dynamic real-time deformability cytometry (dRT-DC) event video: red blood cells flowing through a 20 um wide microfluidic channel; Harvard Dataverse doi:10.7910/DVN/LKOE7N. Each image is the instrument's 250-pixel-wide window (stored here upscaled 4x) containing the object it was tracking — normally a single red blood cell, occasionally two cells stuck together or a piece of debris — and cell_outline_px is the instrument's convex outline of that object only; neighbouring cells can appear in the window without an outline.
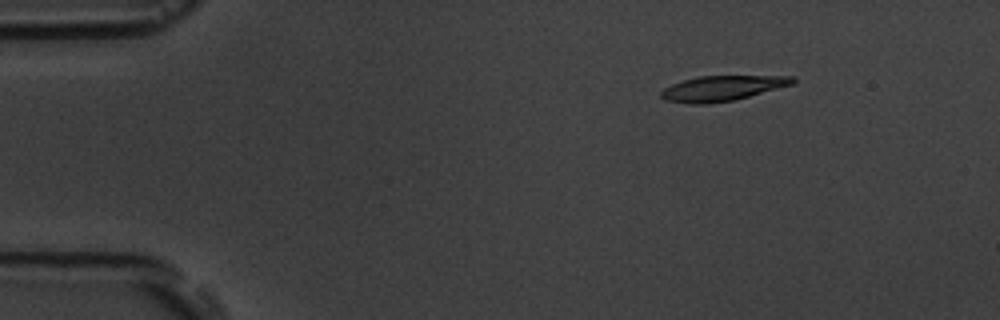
{"species": "common noctule bat (a hibernating species)", "species_latin": "Nyctalus noctula", "temperature_condition": "room temperature", "stored_images_in_passage": 9, "camera_frame_rate_fps": 3000, "um_per_image_px": 0.085, "animal": {"sex": "male", "body_mass_g": 19.5, "forearm_length_mm": 54.6}, "frame": {"image": 1, "passage_image": 3, "time_ms": 2.333, "image_size_px": [1000, 320], "cell_outline_px": [[796, 80], [792, 84], [748, 96], [732, 100], [708, 104], [688, 104], [664, 100], [660, 96], [660, 92], [664, 88], [672, 84], [684, 80], [700, 76], [796, 76]], "centroid_in_image_um": [61.33, 7.5], "position_along_channel_um": 23.7, "area_um2": 19.13}}
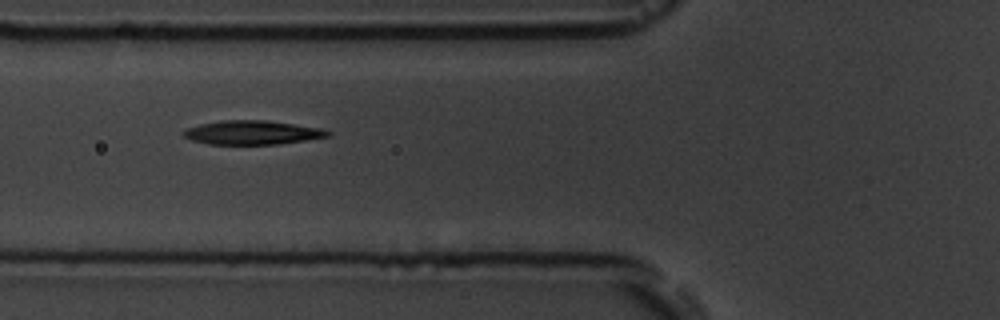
{"frame": {"image": 2, "passage_image": 7, "time_ms": 6.667, "image_size_px": [1000, 320], "cell_outline_px": [[332, 132], [328, 136], [280, 144], [208, 144], [192, 140], [184, 136], [180, 132], [184, 128], [200, 124], [220, 120], [268, 120], [324, 128]], "centroid_in_image_um": [21.42, 11.25], "position_along_channel_um": 104.4, "area_um2": 20.35}}
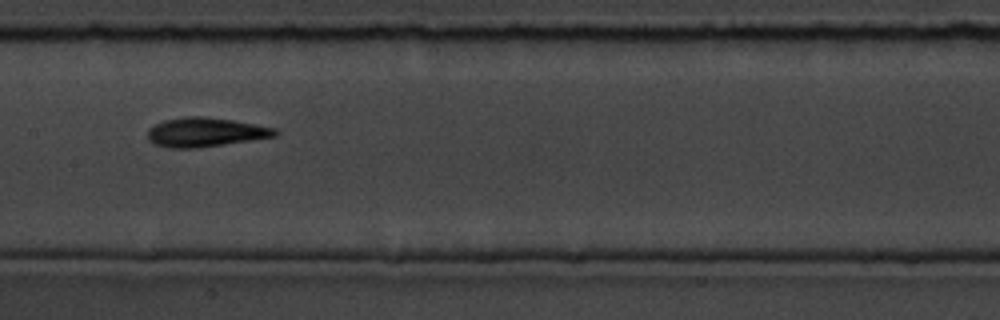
{"frame": {"image": 3, "passage_image": 9, "time_ms": 9.0, "image_size_px": [1000, 320], "cell_outline_px": [[280, 132], [276, 136], [196, 148], [168, 148], [156, 144], [148, 140], [148, 128], [164, 120], [188, 116], [204, 116], [232, 120], [276, 128]], "centroid_in_image_um": [17.44, 11.23], "position_along_channel_um": 190.0, "area_um2": 21.5}}